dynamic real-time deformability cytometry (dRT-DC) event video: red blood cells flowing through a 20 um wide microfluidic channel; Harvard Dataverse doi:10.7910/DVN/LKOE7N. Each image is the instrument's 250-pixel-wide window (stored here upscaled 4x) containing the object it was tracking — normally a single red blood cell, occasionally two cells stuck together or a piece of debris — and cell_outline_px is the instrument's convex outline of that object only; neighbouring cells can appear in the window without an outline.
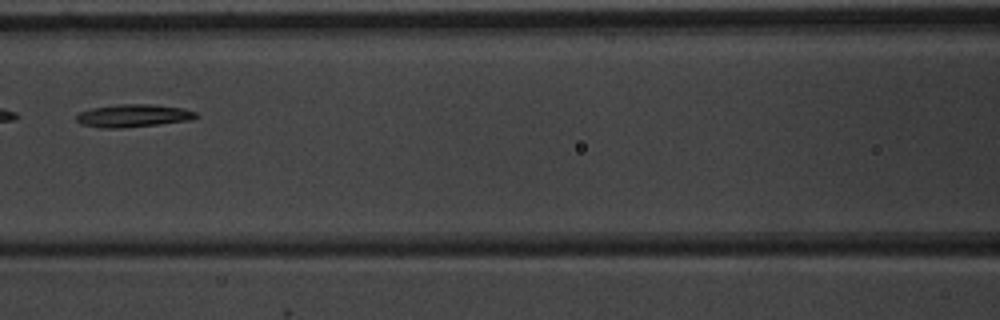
{"species": "common noctule bat (a hibernating species)", "species_latin": "Nyctalus noctula", "temperature_condition": "warm", "stored_images_in_passage": 7, "camera_frame_rate_fps": 3000, "um_per_image_px": 0.085, "animal": {"sex": "male", "body_mass_g": 20.1, "forearm_length_mm": 53.5}, "frame": {"image": 1, "passage_image": 7, "time_ms": 6.667, "image_size_px": [1000, 320], "cell_outline_px": [[200, 116], [192, 120], [160, 124], [124, 128], [100, 128], [80, 124], [76, 120], [76, 116], [80, 112], [92, 108], [120, 104], [152, 104], [180, 108], [196, 112]], "centroid_in_image_um": [11.33, 9.84], "position_along_channel_um": 155.3, "area_um2": 15.95}}